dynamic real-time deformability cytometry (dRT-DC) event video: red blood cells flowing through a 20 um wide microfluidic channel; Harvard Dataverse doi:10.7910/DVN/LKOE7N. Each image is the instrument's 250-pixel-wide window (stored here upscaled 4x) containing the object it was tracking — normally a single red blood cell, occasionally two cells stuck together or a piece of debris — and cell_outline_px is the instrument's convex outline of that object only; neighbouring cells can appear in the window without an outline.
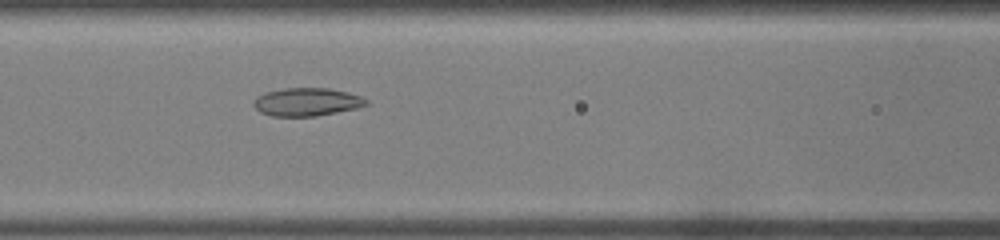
{"species": "common noctule bat (a hibernating species)", "species_latin": "Nyctalus noctula", "temperature_condition": "warm", "stored_images_in_passage": 24, "camera_frame_rate_fps": 3000, "um_per_image_px": 0.085, "animal": {"sex": "male", "body_mass_g": 19.0, "forearm_length_mm": 50.8}, "frame": {"image": 1, "passage_image": 5, "time_ms": 1.333, "image_size_px": [1000, 240], "cell_outline_px": [[368, 104], [356, 108], [316, 116], [272, 116], [260, 112], [252, 104], [252, 100], [256, 96], [264, 92], [284, 88], [328, 88], [348, 92], [360, 96], [368, 100]], "centroid_in_image_um": [26.04, 8.66], "position_along_channel_um": 140.6, "area_um2": 18.5}}
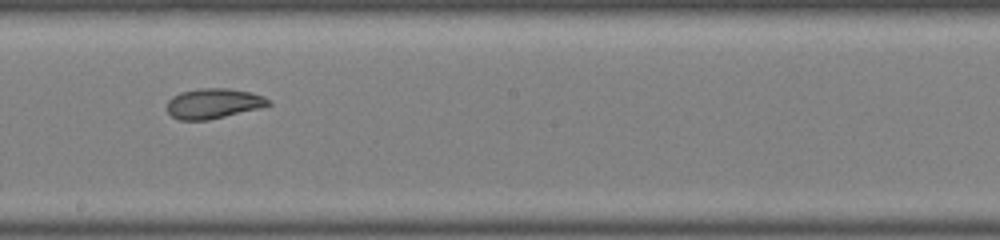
{"frame": {"image": 2, "passage_image": 10, "time_ms": 3.0, "image_size_px": [1000, 240], "cell_outline_px": [[272, 104], [260, 108], [208, 120], [180, 120], [172, 116], [168, 112], [168, 100], [172, 96], [180, 92], [200, 88], [228, 88], [252, 92], [264, 96], [272, 100]], "centroid_in_image_um": [18.18, 8.78], "position_along_channel_um": 230.0, "area_um2": 17.92}}
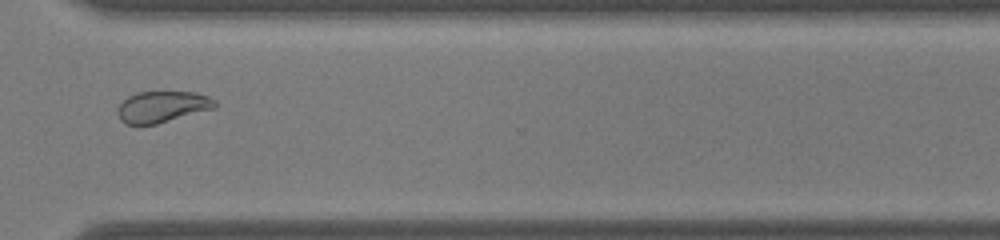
{"frame": {"image": 3, "passage_image": 17, "time_ms": 5.333, "image_size_px": [1000, 240], "cell_outline_px": [[216, 108], [156, 124], [124, 124], [120, 120], [116, 112], [116, 108], [128, 96], [136, 92], [196, 92], [208, 96], [216, 100]], "centroid_in_image_um": [13.78, 9.07], "position_along_channel_um": 356.8, "area_um2": 17.86}}